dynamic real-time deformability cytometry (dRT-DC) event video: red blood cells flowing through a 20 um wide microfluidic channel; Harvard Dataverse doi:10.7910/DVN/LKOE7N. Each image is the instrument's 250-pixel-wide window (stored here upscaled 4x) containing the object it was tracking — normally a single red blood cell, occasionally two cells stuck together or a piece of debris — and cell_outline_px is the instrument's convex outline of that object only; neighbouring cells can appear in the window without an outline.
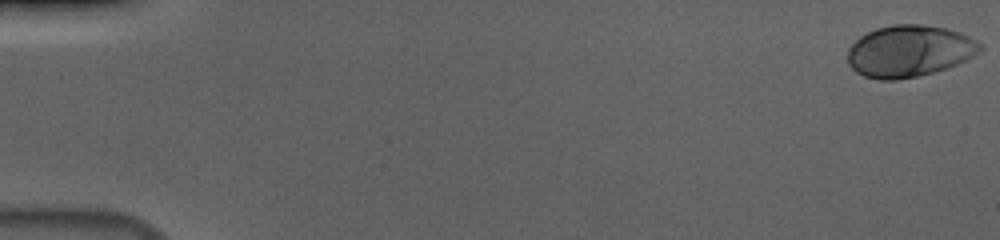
{"species": "human", "species_latin": "Homo sapiens", "temperature_condition": "cold", "stored_images_in_passage": 57, "camera_frame_rate_fps": 3000, "um_per_image_px": 0.085, "donor": {"sex": "male"}, "frame": {"image": 1, "passage_image": 1, "time_ms": 0.0, "image_size_px": [1000, 240], "cell_outline_px": [[984, 48], [980, 52], [956, 64], [932, 72], [916, 76], [896, 80], [880, 80], [864, 76], [856, 72], [848, 64], [848, 48], [860, 36], [876, 28], [892, 24], [920, 24], [944, 28], [960, 32], [976, 40]], "centroid_in_image_um": [77.26, 4.33], "position_along_channel_um": 7.7, "area_um2": 39.71}}
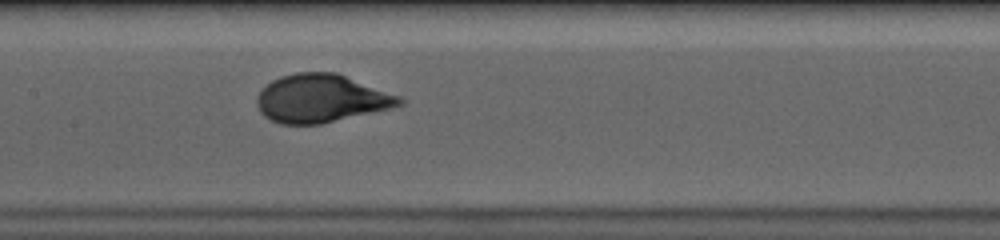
{"frame": {"image": 2, "passage_image": 29, "time_ms": 9.333, "image_size_px": [1000, 240], "cell_outline_px": [[404, 104], [388, 108], [320, 124], [280, 124], [264, 116], [260, 112], [256, 104], [256, 96], [272, 80], [280, 76], [296, 72], [336, 72], [400, 96], [404, 100]], "centroid_in_image_um": [27.27, 8.36], "position_along_channel_um": 180.1, "area_um2": 39.65}}
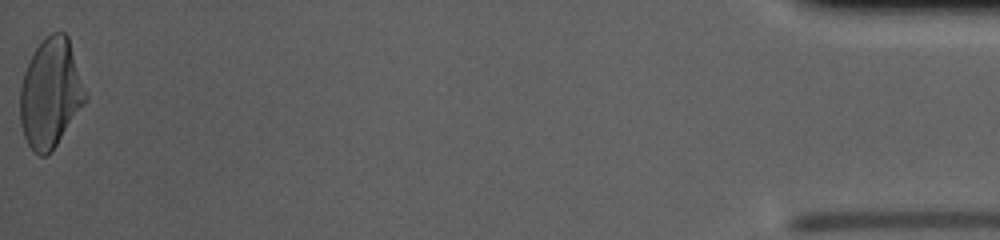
{"frame": {"image": 3, "passage_image": 57, "time_ms": 18.667, "image_size_px": [1000, 240], "cell_outline_px": [[88, 100], [56, 144], [44, 156], [40, 156], [28, 144], [24, 136], [20, 124], [20, 84], [24, 72], [36, 48], [44, 36], [52, 32], [64, 32], [68, 36], [88, 96]], "centroid_in_image_um": [4.3, 7.89], "position_along_channel_um": 430.9, "area_um2": 41.38}, "authors_computed_cell_mechanics": {"area_um2": 39.5352, "velocity_mm_per_s": 3.6777, "shape_relaxation_time_tau1_ms": 3.5714, "shape_relaxation_time_tau2_ms": null, "deformation_change_tau1": 0.1816, "deformation_change_tau2": null}}